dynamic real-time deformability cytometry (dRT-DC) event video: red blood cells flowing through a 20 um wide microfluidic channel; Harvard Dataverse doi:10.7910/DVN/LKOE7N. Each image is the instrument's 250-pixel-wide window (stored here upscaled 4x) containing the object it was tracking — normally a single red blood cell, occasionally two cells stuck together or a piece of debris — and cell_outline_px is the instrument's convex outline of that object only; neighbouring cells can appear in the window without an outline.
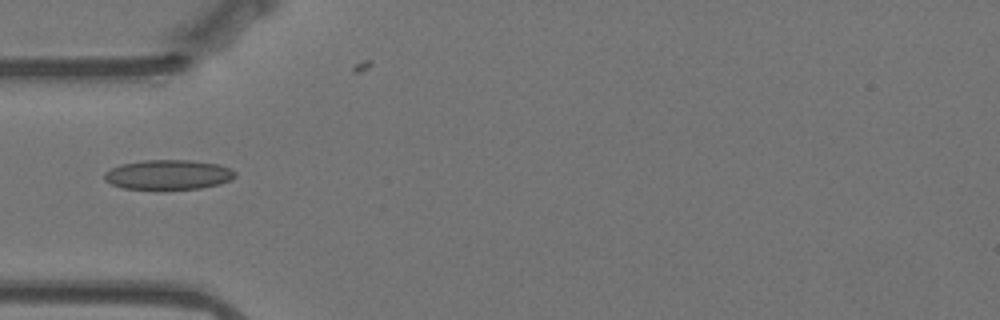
{"species": "Egyptian fruit bat (a non-hibernating species)", "species_latin": "Rousettus aegyptiacus", "temperature_condition": "warm", "stored_images_in_passage": 4, "camera_frame_rate_fps": 3000, "um_per_image_px": 0.085, "animal": {"sex": "female"}, "frame": {"image": 1, "passage_image": 1, "time_ms": 0.0, "image_size_px": [1000, 320], "cell_outline_px": [[236, 176], [220, 184], [200, 188], [124, 188], [112, 184], [104, 180], [104, 172], [120, 164], [144, 160], [188, 160], [216, 164], [232, 168], [236, 172]], "centroid_in_image_um": [14.3, 14.83], "position_along_channel_um": 70.7, "area_um2": 22.31}}
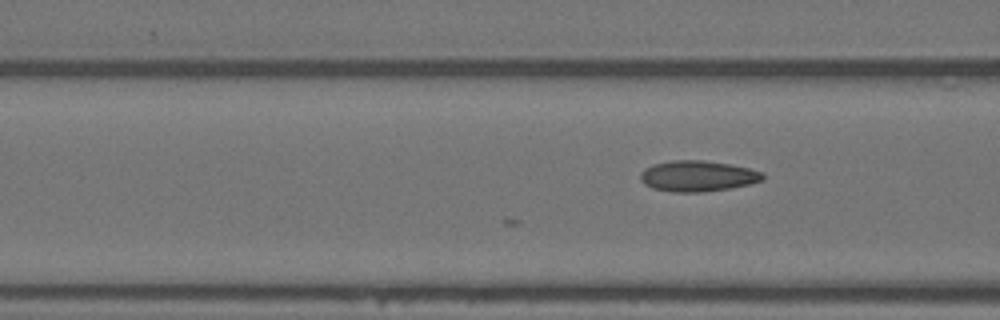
{"frame": {"image": 2, "passage_image": 4, "time_ms": 1.0, "image_size_px": [1000, 320], "cell_outline_px": [[764, 180], [748, 184], [728, 188], [700, 192], [672, 192], [652, 188], [644, 184], [640, 180], [640, 172], [644, 168], [652, 164], [672, 160], [704, 160], [728, 164], [748, 168], [764, 172]], "centroid_in_image_um": [59.26, 14.96], "position_along_channel_um": 107.3, "area_um2": 22.02}}